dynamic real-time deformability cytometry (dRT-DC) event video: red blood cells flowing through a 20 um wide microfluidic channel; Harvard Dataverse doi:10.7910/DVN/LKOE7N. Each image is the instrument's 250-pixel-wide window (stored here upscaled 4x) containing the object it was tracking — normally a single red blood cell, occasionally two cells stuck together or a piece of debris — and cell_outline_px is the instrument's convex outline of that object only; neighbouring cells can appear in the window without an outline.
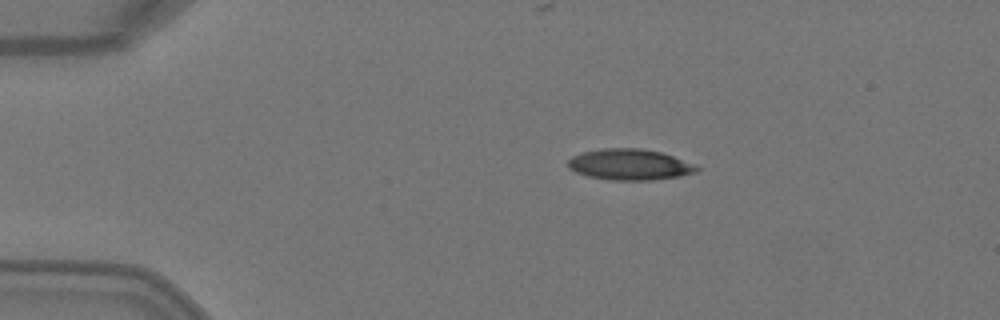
{"species": "Egyptian fruit bat (a non-hibernating species)", "species_latin": "Rousettus aegyptiacus", "temperature_condition": "warm", "stored_images_in_passage": 4, "camera_frame_rate_fps": 3000, "um_per_image_px": 0.085, "animal": {"sex": "female"}, "frame": {"image": 1, "passage_image": 1, "time_ms": 0.0, "image_size_px": [1000, 320], "cell_outline_px": [[700, 168], [696, 172], [680, 176], [652, 180], [608, 180], [588, 176], [576, 172], [568, 168], [568, 160], [572, 156], [584, 152], [600, 148], [640, 148], [660, 152], [672, 156], [692, 164]], "centroid_in_image_um": [53.48, 13.99], "position_along_channel_um": 31.5, "area_um2": 23.12}}
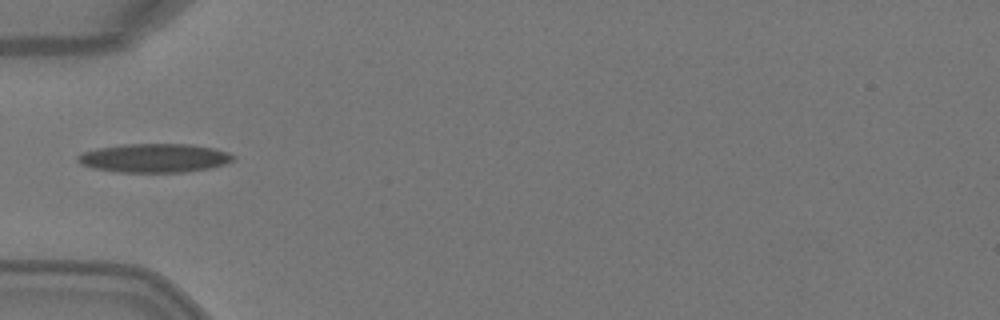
{"frame": {"image": 2, "passage_image": 3, "time_ms": 0.667, "image_size_px": [1000, 320], "cell_outline_px": [[236, 156], [232, 160], [224, 164], [208, 168], [184, 172], [120, 172], [92, 168], [80, 164], [76, 160], [76, 156], [80, 152], [96, 148], [124, 144], [188, 144], [212, 148], [228, 152]], "centroid_in_image_um": [13.05, 13.43], "position_along_channel_um": 71.9, "area_um2": 26.13}}
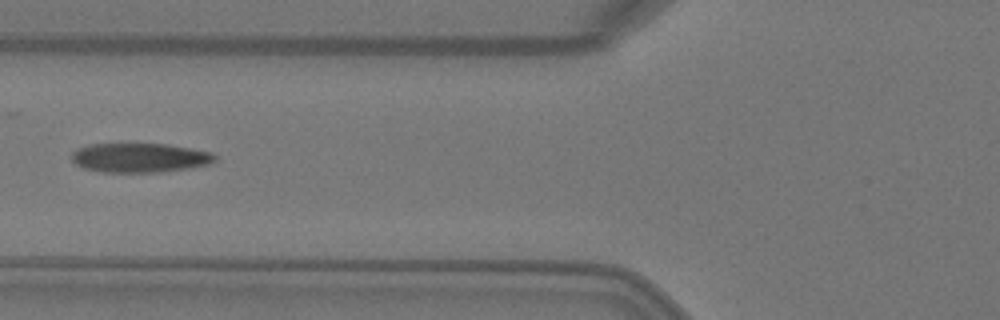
{"frame": {"image": 3, "passage_image": 4, "time_ms": 1.0, "image_size_px": [1000, 320], "cell_outline_px": [[216, 160], [208, 164], [192, 168], [160, 172], [104, 172], [84, 168], [76, 164], [72, 160], [72, 152], [76, 148], [88, 144], [168, 144], [212, 152], [216, 156]], "centroid_in_image_um": [11.88, 13.4], "position_along_channel_um": 113.9, "area_um2": 24.57}}